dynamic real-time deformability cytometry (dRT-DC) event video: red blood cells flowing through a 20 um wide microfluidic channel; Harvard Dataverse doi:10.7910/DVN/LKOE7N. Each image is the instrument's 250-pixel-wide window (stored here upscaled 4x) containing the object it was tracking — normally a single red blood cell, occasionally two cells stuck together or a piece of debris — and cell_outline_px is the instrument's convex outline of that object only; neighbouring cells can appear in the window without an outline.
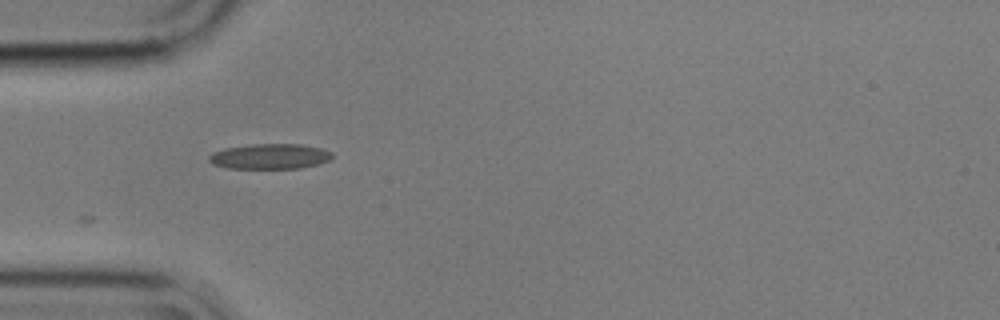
{"species": "common noctule bat (a hibernating species)", "species_latin": "Nyctalus noctula", "temperature_condition": "cold", "stored_images_in_passage": 3, "camera_frame_rate_fps": 3000, "um_per_image_px": 0.085, "animal": {"sex": "male", "body_mass_g": 17.9}, "frame": {"image": 1, "passage_image": 1, "time_ms": 0.0, "image_size_px": [1000, 320], "cell_outline_px": [[332, 156], [328, 160], [320, 164], [300, 168], [228, 168], [212, 164], [208, 160], [208, 156], [212, 152], [224, 148], [252, 144], [300, 144], [320, 148], [332, 152]], "centroid_in_image_um": [22.91, 13.29], "position_along_channel_um": 62.1, "area_um2": 18.15}}